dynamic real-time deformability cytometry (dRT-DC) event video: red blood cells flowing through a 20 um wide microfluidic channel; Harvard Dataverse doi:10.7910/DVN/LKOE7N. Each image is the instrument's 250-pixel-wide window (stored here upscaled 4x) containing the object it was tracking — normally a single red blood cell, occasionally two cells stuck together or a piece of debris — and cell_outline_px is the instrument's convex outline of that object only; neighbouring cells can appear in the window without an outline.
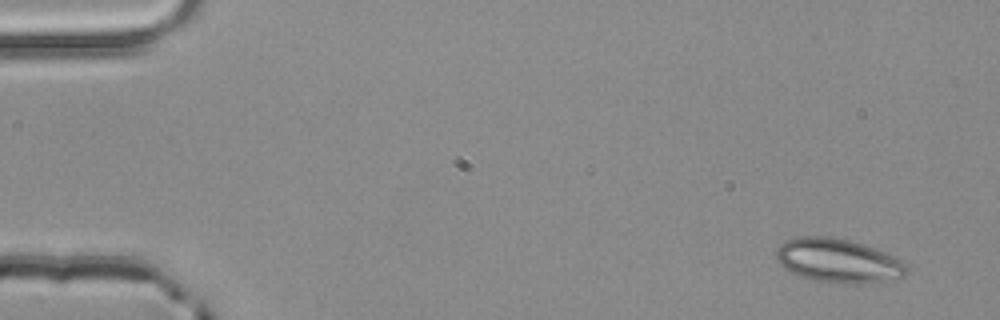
{"species": "common noctule bat (a hibernating species)", "species_latin": "Nyctalus noctula", "temperature_condition": "room temperature", "stored_images_in_passage": 4, "camera_frame_rate_fps": 3000, "um_per_image_px": 0.085, "animal": {"sex": "male", "body_mass_g": 20.4}, "frame": {"image": 1, "passage_image": 1, "time_ms": 0.0, "image_size_px": [1000, 320], "cell_outline_px": [[908, 272], [904, 276], [884, 280], [816, 280], [800, 276], [784, 268], [776, 260], [776, 248], [784, 240], [796, 236], [832, 236], [864, 244], [876, 248], [904, 260], [908, 268]], "centroid_in_image_um": [71.2, 22.07], "position_along_channel_um": 13.8, "area_um2": 32.54}}